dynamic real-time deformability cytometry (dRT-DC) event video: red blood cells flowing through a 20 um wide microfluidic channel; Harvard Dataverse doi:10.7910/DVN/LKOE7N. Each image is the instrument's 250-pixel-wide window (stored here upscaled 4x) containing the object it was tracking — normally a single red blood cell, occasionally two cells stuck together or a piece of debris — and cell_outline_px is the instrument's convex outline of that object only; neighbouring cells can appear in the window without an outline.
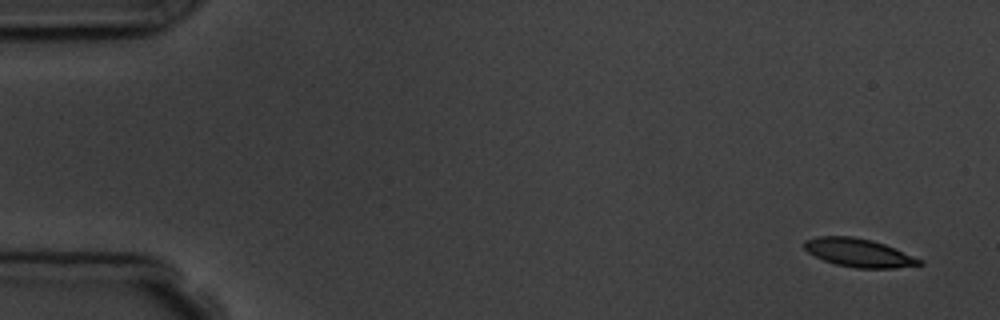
{"species": "common noctule bat (a hibernating species)", "species_latin": "Nyctalus noctula", "temperature_condition": "room temperature", "stored_images_in_passage": 5, "camera_frame_rate_fps": 3000, "um_per_image_px": 0.085, "animal": {"sex": "male", "body_mass_g": 19.5, "forearm_length_mm": 54.6}, "frame": {"image": 1, "passage_image": 1, "time_ms": 0.0, "image_size_px": [1000, 320], "cell_outline_px": [[924, 264], [896, 268], [856, 268], [836, 264], [824, 260], [808, 252], [804, 248], [804, 240], [816, 236], [852, 236], [872, 240], [884, 244], [924, 260]], "centroid_in_image_um": [73.01, 21.48], "position_along_channel_um": 12.0, "area_um2": 19.02}}
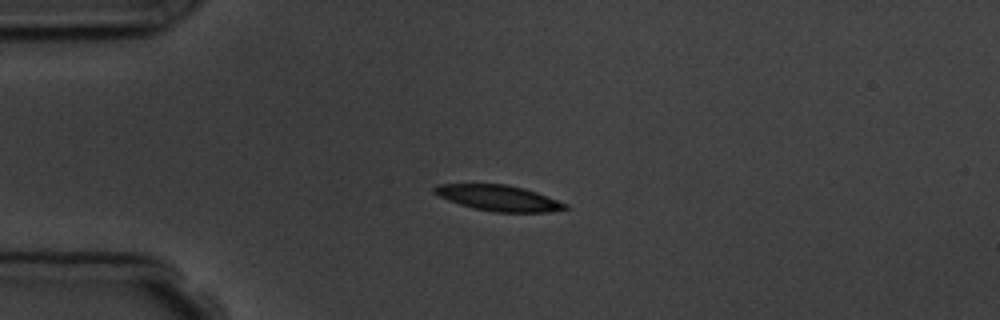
{"frame": {"image": 2, "passage_image": 4, "time_ms": 3.667, "image_size_px": [1000, 320], "cell_outline_px": [[568, 208], [548, 212], [496, 212], [472, 208], [448, 200], [432, 192], [432, 188], [440, 184], [504, 184], [524, 188], [536, 192], [568, 204]], "centroid_in_image_um": [42.37, 16.83], "position_along_channel_um": 42.6, "area_um2": 19.48}}